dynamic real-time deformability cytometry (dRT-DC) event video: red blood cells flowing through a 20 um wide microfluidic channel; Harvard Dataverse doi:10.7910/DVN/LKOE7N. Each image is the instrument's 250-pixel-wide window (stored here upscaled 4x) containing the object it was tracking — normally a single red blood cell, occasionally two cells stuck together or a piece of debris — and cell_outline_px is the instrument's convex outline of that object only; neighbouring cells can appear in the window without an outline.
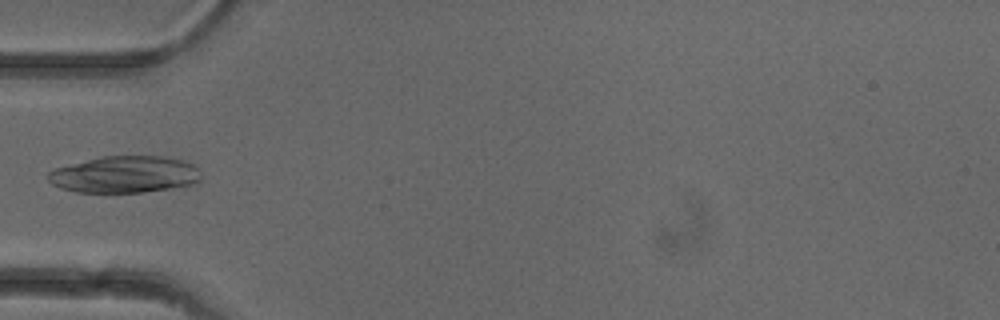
{"species": "common noctule bat (a hibernating species)", "species_latin": "Nyctalus noctula", "temperature_condition": "cold", "stored_images_in_passage": 5, "camera_frame_rate_fps": 3000, "um_per_image_px": 0.085, "animal": {"sex": "female"}, "frame": {"image": 1, "passage_image": 4, "time_ms": 3.667, "image_size_px": [1000, 320], "cell_outline_px": [[200, 180], [196, 184], [144, 192], [76, 192], [60, 188], [52, 184], [48, 180], [48, 172], [56, 168], [100, 156], [164, 156], [184, 160], [196, 164], [200, 176]], "centroid_in_image_um": [10.63, 14.82], "position_along_channel_um": 74.4, "area_um2": 32.95}}
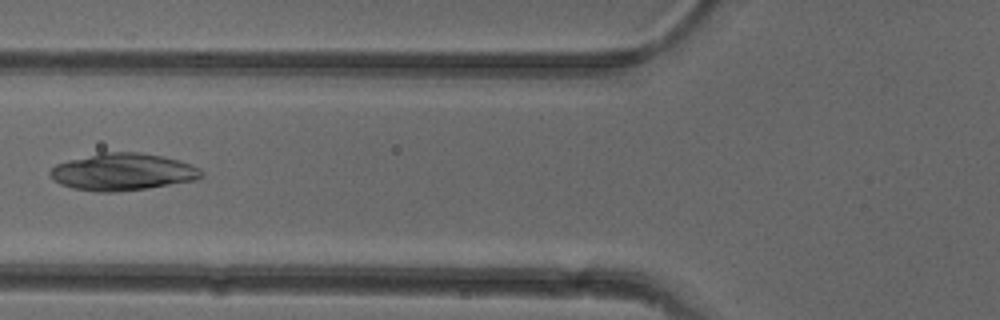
{"frame": {"image": 2, "passage_image": 5, "time_ms": 4.667, "image_size_px": [1000, 320], "cell_outline_px": [[204, 176], [196, 180], [148, 188], [116, 192], [96, 192], [72, 188], [60, 184], [48, 172], [56, 164], [68, 160], [100, 152], [140, 152], [180, 160], [200, 168], [204, 172]], "centroid_in_image_um": [10.45, 14.61], "position_along_channel_um": 115.3, "area_um2": 32.83}}